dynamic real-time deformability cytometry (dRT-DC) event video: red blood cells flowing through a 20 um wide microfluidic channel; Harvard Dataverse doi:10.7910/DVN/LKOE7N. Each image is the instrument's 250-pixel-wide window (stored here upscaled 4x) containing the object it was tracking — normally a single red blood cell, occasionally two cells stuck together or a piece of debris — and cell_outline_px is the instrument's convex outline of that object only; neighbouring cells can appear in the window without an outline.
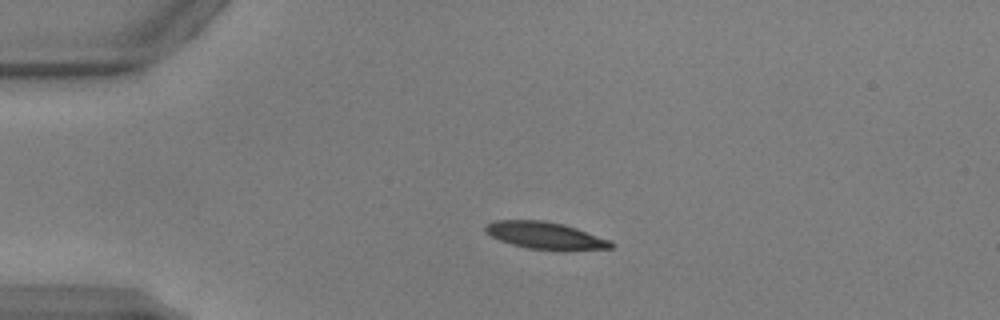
{"species": "common noctule bat (a hibernating species)", "species_latin": "Nyctalus noctula", "temperature_condition": "warm", "stored_images_in_passage": 41, "camera_frame_rate_fps": 3000, "um_per_image_px": 0.085, "animal": {"sex": "male", "body_mass_g": 17.9, "forearm_length_mm": 54.2}, "frame": {"image": 1, "passage_image": 1, "time_ms": 0.0, "image_size_px": [1000, 320], "cell_outline_px": [[616, 244], [612, 248], [568, 252], [560, 252], [528, 248], [512, 244], [500, 240], [484, 232], [484, 224], [496, 220], [544, 220], [564, 224], [576, 228], [608, 240]], "centroid_in_image_um": [46.37, 20.04], "position_along_channel_um": 38.6, "area_um2": 20.35}}
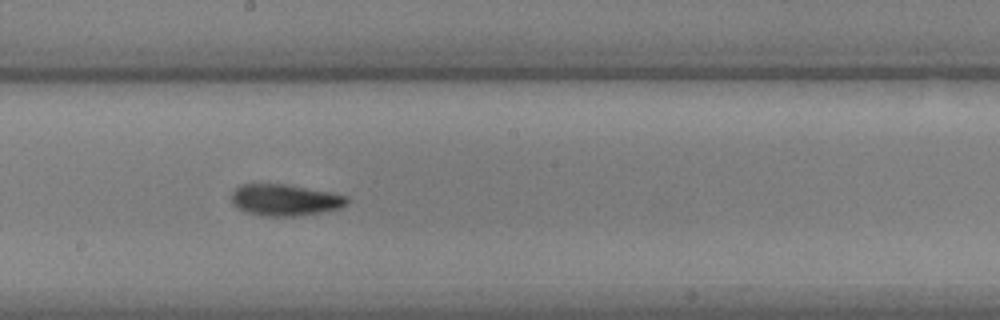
{"frame": {"image": 2, "passage_image": 18, "time_ms": 5.667, "image_size_px": [1000, 320], "cell_outline_px": [[348, 204], [340, 208], [324, 212], [296, 216], [264, 216], [248, 212], [236, 208], [232, 204], [232, 192], [240, 184], [288, 184], [332, 192], [348, 196]], "centroid_in_image_um": [24.25, 16.99], "position_along_channel_um": 224.0, "area_um2": 21.44}}
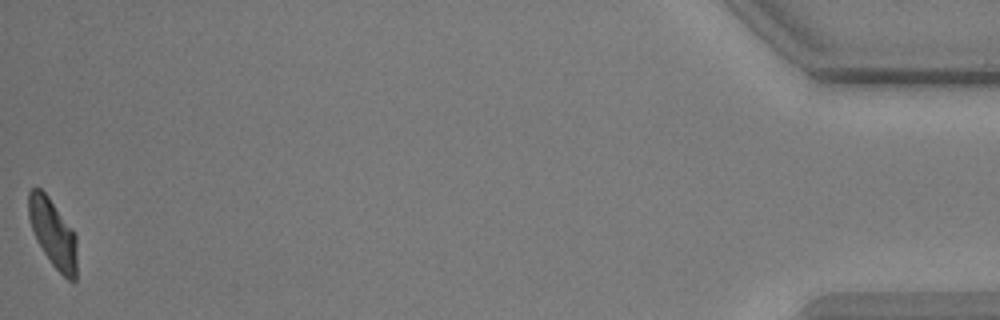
{"frame": {"image": 3, "passage_image": 41, "time_ms": 13.333, "image_size_px": [1000, 320], "cell_outline_px": [[76, 280], [68, 280], [52, 264], [36, 240], [28, 216], [28, 192], [32, 188], [40, 188], [48, 196], [72, 228], [76, 236]], "centroid_in_image_um": [4.49, 19.8], "position_along_channel_um": 430.7, "area_um2": 19.02}, "authors_computed_cell_mechanics": {"area_um2": 20.7502, "velocity_mm_per_s": 3.8886, "shape_relaxation_time_tau1_ms": 3.916, "shape_relaxation_time_tau2_ms": 3.1843, "deformation_change_tau1": 0.167, "deformation_change_tau2": 0.0824}}